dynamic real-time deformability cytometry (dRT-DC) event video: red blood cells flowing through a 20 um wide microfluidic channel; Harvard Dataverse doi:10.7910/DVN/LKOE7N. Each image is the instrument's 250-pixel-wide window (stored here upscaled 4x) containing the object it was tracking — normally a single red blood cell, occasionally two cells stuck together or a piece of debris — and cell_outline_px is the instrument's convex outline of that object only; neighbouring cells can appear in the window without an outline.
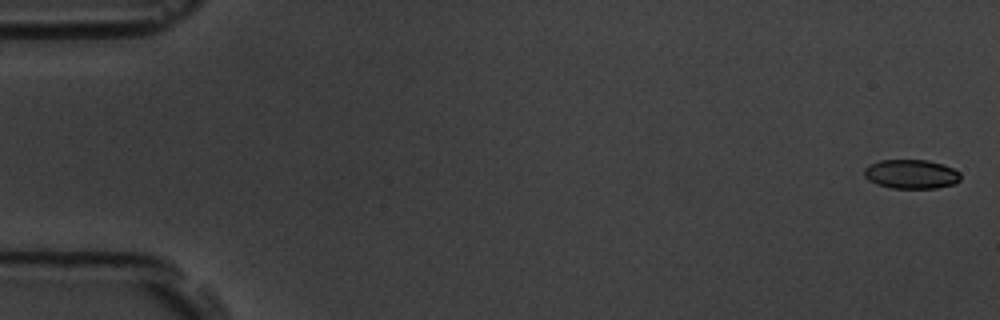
{"species": "common noctule bat (a hibernating species)", "species_latin": "Nyctalus noctula", "temperature_condition": "room temperature", "stored_images_in_passage": 5, "camera_frame_rate_fps": 3000, "um_per_image_px": 0.085, "animal": {"sex": "male", "body_mass_g": 19.5, "forearm_length_mm": 54.6}, "frame": {"image": 1, "passage_image": 1, "time_ms": 0.0, "image_size_px": [1000, 320], "cell_outline_px": [[960, 180], [956, 184], [936, 188], [892, 188], [876, 184], [868, 180], [864, 176], [864, 168], [868, 164], [880, 160], [928, 160], [944, 164], [960, 172]], "centroid_in_image_um": [77.45, 14.8], "position_along_channel_um": 7.6, "area_um2": 16.59}}
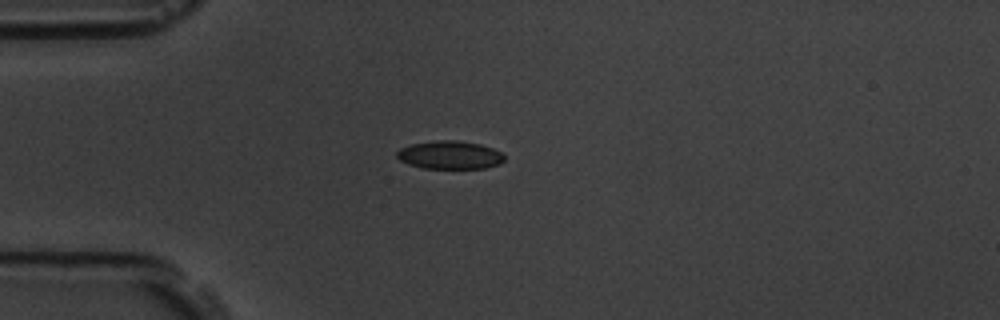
{"frame": {"image": 2, "passage_image": 5, "time_ms": 4.667, "image_size_px": [1000, 320], "cell_outline_px": [[504, 160], [500, 164], [484, 168], [424, 168], [408, 164], [400, 160], [396, 156], [396, 152], [400, 148], [412, 144], [436, 140], [456, 140], [480, 144], [492, 148], [500, 152], [504, 156]], "centroid_in_image_um": [38.22, 13.17], "position_along_channel_um": 46.8, "area_um2": 17.57}}